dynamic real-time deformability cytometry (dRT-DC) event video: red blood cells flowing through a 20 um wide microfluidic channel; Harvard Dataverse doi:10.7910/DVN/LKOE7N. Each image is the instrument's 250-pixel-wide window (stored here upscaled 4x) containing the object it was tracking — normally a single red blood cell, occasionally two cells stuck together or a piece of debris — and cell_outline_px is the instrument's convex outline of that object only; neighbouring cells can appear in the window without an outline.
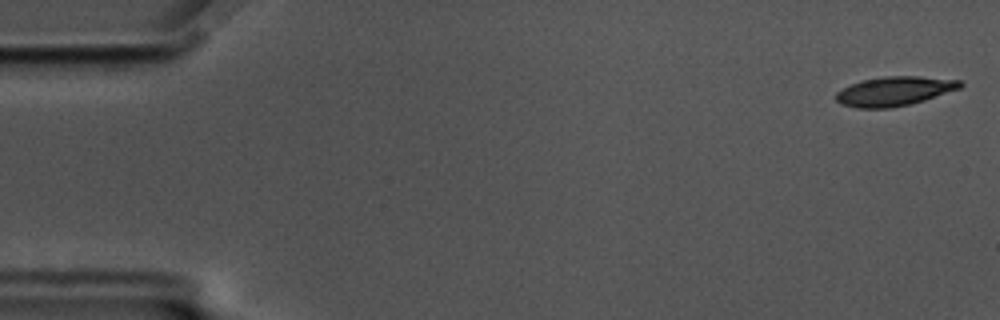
{"species": "common noctule bat (a hibernating species)", "species_latin": "Nyctalus noctula", "temperature_condition": "cold", "stored_images_in_passage": 58, "camera_frame_rate_fps": 3000, "um_per_image_px": 0.085, "animal": {"sex": "male", "body_mass_g": 17.5, "forearm_length_mm": 52.3}, "frame": {"image": 1, "passage_image": 2, "time_ms": 0.333, "image_size_px": [1000, 320], "cell_outline_px": [[964, 84], [960, 88], [924, 100], [892, 108], [856, 108], [840, 104], [836, 100], [836, 92], [852, 84], [864, 80], [884, 76], [920, 76], [960, 80]], "centroid_in_image_um": [76.02, 7.75], "position_along_channel_um": 9.0, "area_um2": 21.04}}
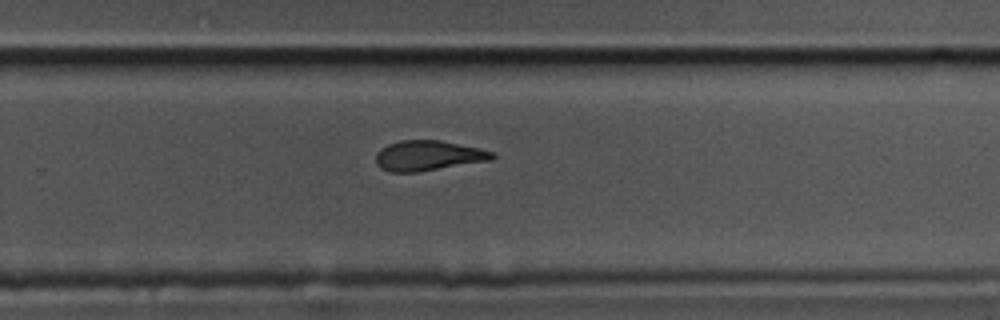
{"frame": {"image": 2, "passage_image": 38, "time_ms": 12.333, "image_size_px": [1000, 320], "cell_outline_px": [[496, 156], [492, 160], [416, 172], [392, 172], [380, 168], [376, 164], [376, 152], [380, 148], [388, 144], [400, 140], [440, 140], [480, 148], [492, 152]], "centroid_in_image_um": [36.37, 13.22], "position_along_channel_um": 293.4, "area_um2": 20.46}}
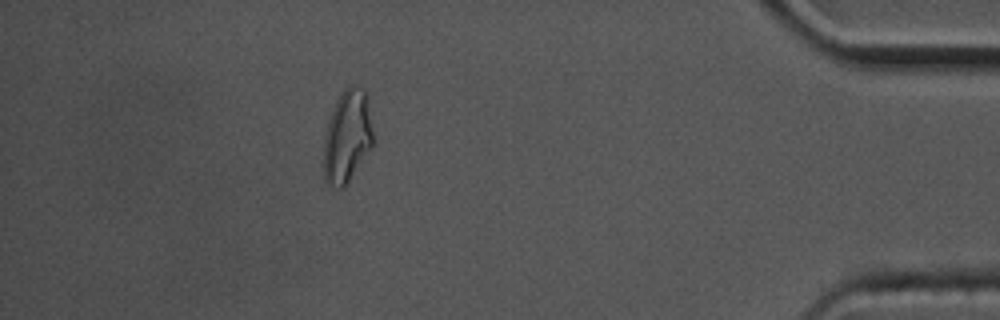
{"frame": {"image": 3, "passage_image": 52, "time_ms": 17.0, "image_size_px": [1000, 320], "cell_outline_px": [[372, 148], [348, 184], [344, 188], [336, 188], [328, 184], [324, 180], [324, 132], [332, 108], [336, 100], [344, 88], [348, 84], [356, 84], [364, 88], [368, 92], [372, 132]], "centroid_in_image_um": [29.52, 11.57], "position_along_channel_um": 405.7, "area_um2": 27.51}, "authors_computed_cell_mechanics": {"area_um2": 21.7039, "velocity_mm_per_s": 3.4627, "shape_relaxation_time_tau1_ms": 6.1686, "shape_relaxation_time_tau2_ms": 3.8794, "deformation_change_tau1": 0.1777, "deformation_change_tau2": 0.1222}}